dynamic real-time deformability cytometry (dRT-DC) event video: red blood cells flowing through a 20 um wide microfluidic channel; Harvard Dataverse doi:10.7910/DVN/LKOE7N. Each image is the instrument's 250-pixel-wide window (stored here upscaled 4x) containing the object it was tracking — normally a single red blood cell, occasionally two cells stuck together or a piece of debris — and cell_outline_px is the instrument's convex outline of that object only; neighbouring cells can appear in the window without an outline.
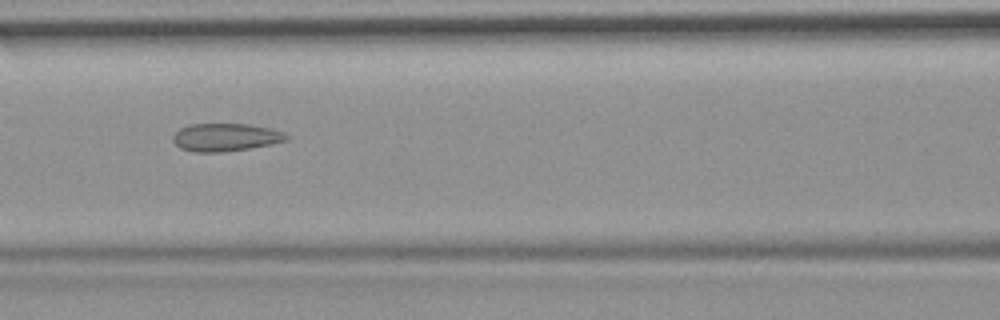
{"species": "common noctule bat (a hibernating species)", "species_latin": "Nyctalus noctula", "temperature_condition": "room temperature", "stored_images_in_passage": 4, "camera_frame_rate_fps": 3000, "um_per_image_px": 0.085, "animal": {"sex": "female", "body_mass_g": 19.9}, "frame": {"image": 1, "passage_image": 3, "time_ms": 0.667, "image_size_px": [1000, 320], "cell_outline_px": [[292, 136], [288, 140], [248, 148], [220, 152], [196, 152], [180, 148], [172, 140], [172, 136], [180, 128], [188, 124], [248, 124], [268, 128], [284, 132]], "centroid_in_image_um": [19.16, 11.66], "position_along_channel_um": 147.4, "area_um2": 18.32}}